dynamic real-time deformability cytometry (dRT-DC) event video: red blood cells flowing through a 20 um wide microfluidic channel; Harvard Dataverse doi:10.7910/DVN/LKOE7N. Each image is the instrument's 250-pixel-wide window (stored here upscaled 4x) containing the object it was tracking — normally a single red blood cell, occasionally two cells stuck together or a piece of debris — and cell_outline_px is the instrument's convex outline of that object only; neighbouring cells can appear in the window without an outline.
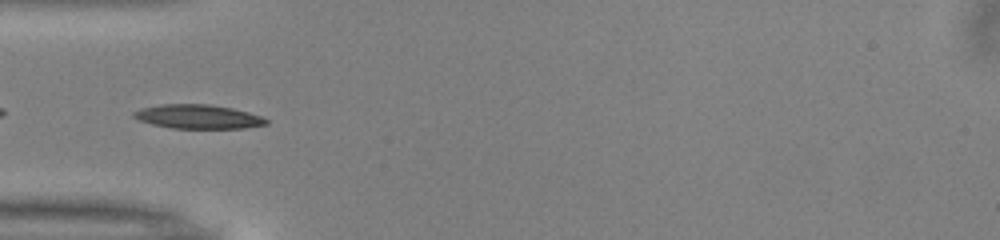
{"species": "common noctule bat (a hibernating species)", "species_latin": "Nyctalus noctula", "temperature_condition": "warm", "stored_images_in_passage": 50, "camera_frame_rate_fps": 3000, "um_per_image_px": 0.085, "animal": {"sex": "male", "body_mass_g": 13.0, "forearm_length_mm": 53.1}, "frame": {"image": 1, "passage_image": 15, "time_ms": 4.667, "image_size_px": [1000, 240], "cell_outline_px": [[268, 124], [244, 128], [172, 128], [152, 124], [140, 120], [132, 116], [132, 112], [140, 108], [160, 104], [208, 104], [232, 108], [248, 112], [260, 116], [268, 120]], "centroid_in_image_um": [16.81, 9.91], "position_along_channel_um": 68.2, "area_um2": 18.5}}
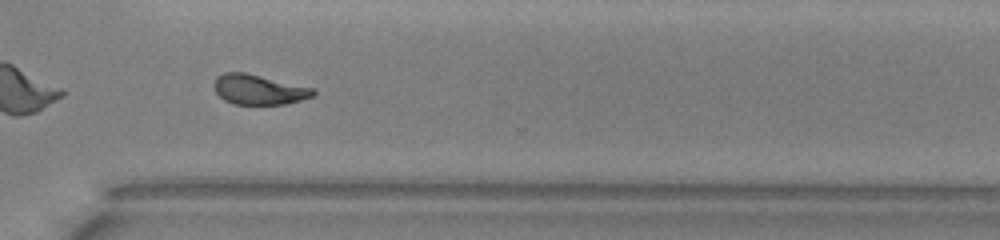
{"frame": {"image": 2, "passage_image": 36, "time_ms": 11.667, "image_size_px": [1000, 240], "cell_outline_px": [[316, 92], [312, 96], [300, 100], [284, 104], [232, 104], [224, 100], [216, 92], [216, 76], [224, 72], [244, 72], [312, 88]], "centroid_in_image_um": [21.97, 7.61], "position_along_channel_um": 348.6, "area_um2": 16.94}, "authors_computed_cell_mechanics": {"area_um2": 18.0914, "velocity_mm_per_s": 4.0069, "shape_relaxation_time_tau1_ms": 4.831, "shape_relaxation_time_tau2_ms": 1.6995, "deformation_change_tau1": 0.166, "deformation_change_tau2": 0.0887}}